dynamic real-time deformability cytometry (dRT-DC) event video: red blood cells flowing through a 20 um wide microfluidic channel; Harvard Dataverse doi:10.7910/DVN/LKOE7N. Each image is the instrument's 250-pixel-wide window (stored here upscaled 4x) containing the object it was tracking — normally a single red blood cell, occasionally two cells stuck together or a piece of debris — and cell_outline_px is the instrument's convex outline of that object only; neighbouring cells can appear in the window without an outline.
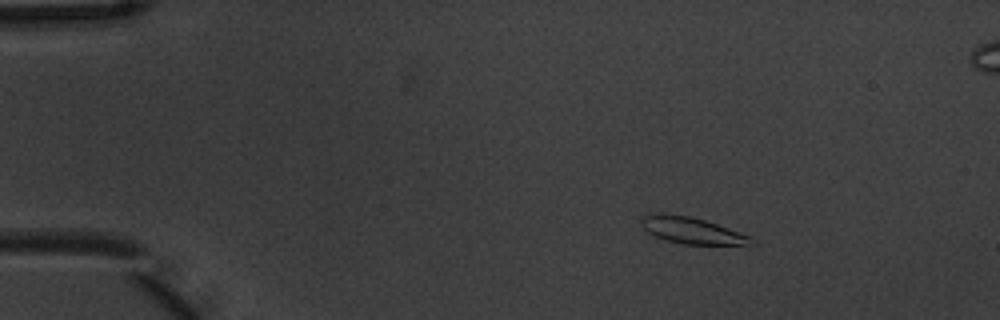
{"species": "common noctule bat (a hibernating species)", "species_latin": "Nyctalus noctula", "temperature_condition": "warm", "stored_images_in_passage": 6, "camera_frame_rate_fps": 3000, "um_per_image_px": 0.085, "animal": {"sex": "male", "body_mass_g": 20.1, "forearm_length_mm": 53.5}, "frame": {"image": 1, "passage_image": 3, "time_ms": 0.667, "image_size_px": [1000, 320], "cell_outline_px": [[756, 244], [684, 244], [668, 240], [656, 236], [648, 232], [640, 224], [640, 220], [644, 216], [660, 212], [692, 216], [740, 232], [756, 240]], "centroid_in_image_um": [58.79, 19.57], "position_along_channel_um": 26.2, "area_um2": 16.76}}